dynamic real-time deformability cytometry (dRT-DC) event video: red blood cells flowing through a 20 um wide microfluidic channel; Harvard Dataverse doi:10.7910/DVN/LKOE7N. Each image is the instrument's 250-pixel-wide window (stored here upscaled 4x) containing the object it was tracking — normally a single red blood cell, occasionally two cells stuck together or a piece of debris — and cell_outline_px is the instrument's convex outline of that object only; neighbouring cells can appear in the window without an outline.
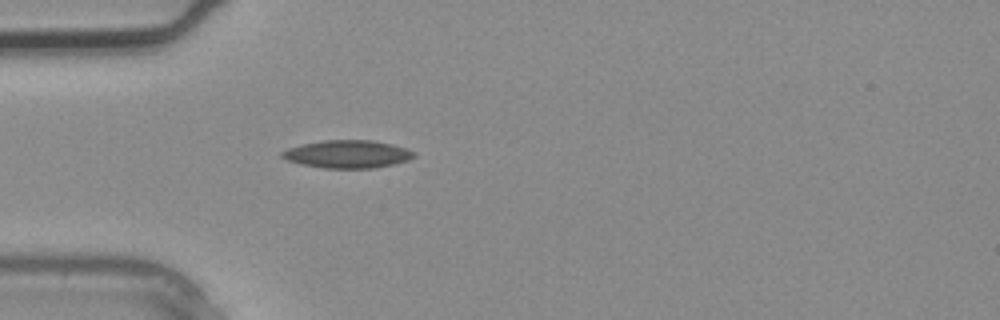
{"species": "common noctule bat (a hibernating species)", "species_latin": "Nyctalus noctula", "temperature_condition": "warm", "stored_images_in_passage": 2, "camera_frame_rate_fps": 3000, "um_per_image_px": 0.085, "animal": {"sex": "male", "body_mass_g": 20.4}, "frame": {"image": 1, "passage_image": 2, "time_ms": 0.333, "image_size_px": [1000, 320], "cell_outline_px": [[416, 156], [408, 160], [392, 164], [372, 168], [324, 168], [300, 164], [288, 160], [280, 156], [280, 152], [288, 148], [304, 144], [324, 140], [372, 140], [392, 144], [416, 152]], "centroid_in_image_um": [29.53, 13.1], "position_along_channel_um": 55.5, "area_um2": 21.27}}